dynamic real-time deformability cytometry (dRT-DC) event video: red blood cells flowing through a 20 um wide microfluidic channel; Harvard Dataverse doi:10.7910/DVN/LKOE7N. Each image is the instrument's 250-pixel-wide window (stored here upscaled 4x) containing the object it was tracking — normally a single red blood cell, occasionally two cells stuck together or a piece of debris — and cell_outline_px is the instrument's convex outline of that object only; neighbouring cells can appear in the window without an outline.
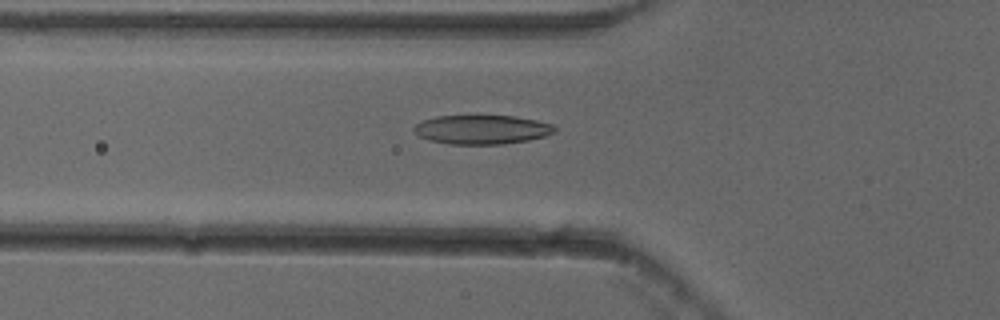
{"species": "common noctule bat (a hibernating species)", "species_latin": "Nyctalus noctula", "temperature_condition": "cold", "stored_images_in_passage": 53, "camera_frame_rate_fps": 3000, "um_per_image_px": 0.085, "animal": {"sex": "female"}, "frame": {"image": 1, "passage_image": 19, "time_ms": 6.0, "image_size_px": [1000, 320], "cell_outline_px": [[556, 132], [544, 136], [528, 140], [504, 144], [448, 144], [428, 140], [420, 136], [412, 128], [416, 124], [424, 120], [436, 116], [512, 116], [536, 120], [552, 124], [556, 128]], "centroid_in_image_um": [40.96, 11.02], "position_along_channel_um": 84.8, "area_um2": 23.76}}
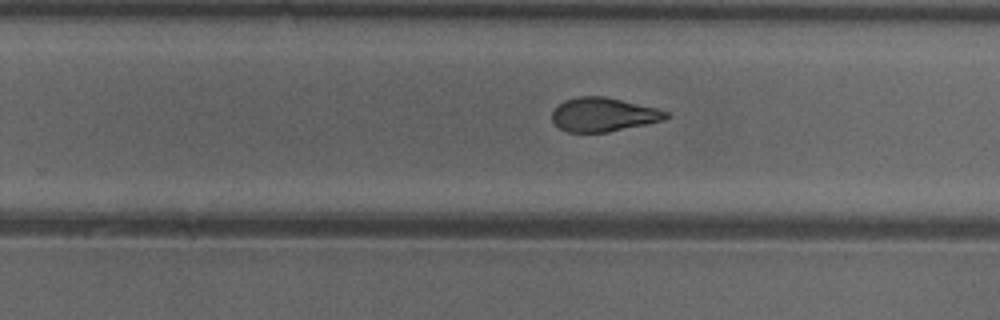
{"frame": {"image": 2, "passage_image": 34, "time_ms": 11.0, "image_size_px": [1000, 320], "cell_outline_px": [[672, 116], [664, 120], [648, 124], [608, 132], [568, 132], [560, 128], [552, 120], [552, 112], [564, 100], [580, 96], [604, 96], [656, 108], [668, 112]], "centroid_in_image_um": [51.32, 9.74], "position_along_channel_um": 278.5, "area_um2": 22.43}}
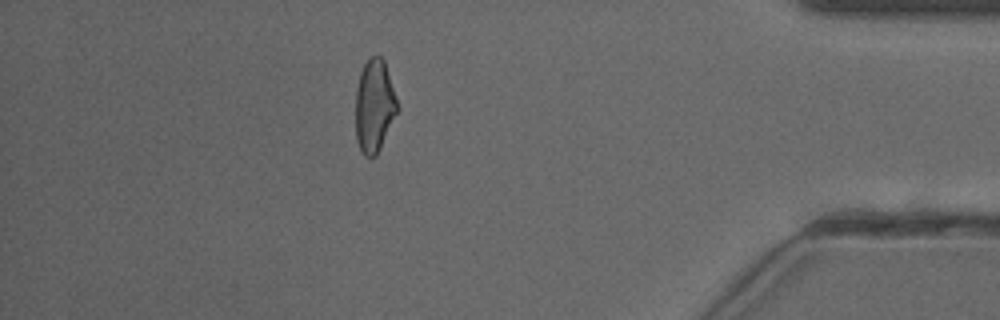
{"frame": {"image": 3, "passage_image": 47, "time_ms": 15.333, "image_size_px": [1000, 320], "cell_outline_px": [[400, 108], [376, 156], [364, 156], [356, 140], [356, 88], [360, 72], [368, 56], [376, 52], [384, 60]], "centroid_in_image_um": [31.83, 8.95], "position_along_channel_um": 403.4, "area_um2": 22.89}, "authors_computed_cell_mechanics": {"area_um2": 23.5246, "velocity_mm_per_s": 3.8586, "shape_relaxation_time_tau1_ms": 8.8057, "shape_relaxation_time_tau2_ms": 2.1651, "deformation_change_tau1": 0.2263, "deformation_change_tau2": 0.0816}}